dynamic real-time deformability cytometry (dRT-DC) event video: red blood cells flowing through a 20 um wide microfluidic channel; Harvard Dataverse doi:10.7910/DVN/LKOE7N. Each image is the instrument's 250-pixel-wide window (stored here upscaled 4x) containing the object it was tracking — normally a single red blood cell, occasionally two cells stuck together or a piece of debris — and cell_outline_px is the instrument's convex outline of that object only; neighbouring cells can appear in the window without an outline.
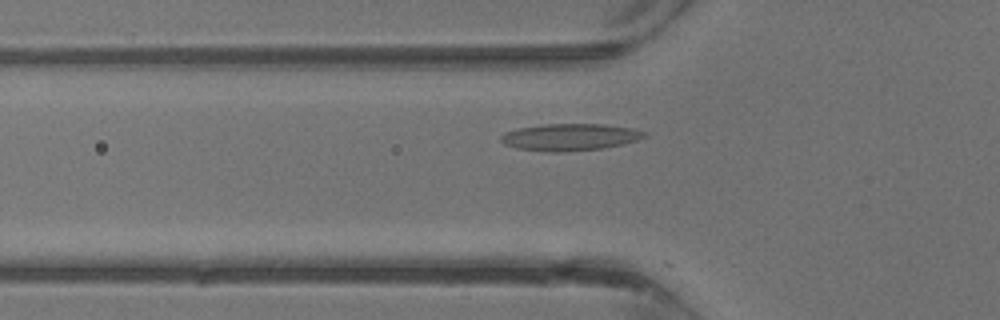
{"species": "common noctule bat (a hibernating species)", "species_latin": "Nyctalus noctula", "temperature_condition": "warm", "stored_images_in_passage": 28, "camera_frame_rate_fps": 3000, "um_per_image_px": 0.085, "animal": {"sex": "male", "body_mass_g": 13.3}, "frame": {"image": 1, "passage_image": 3, "time_ms": 0.667, "image_size_px": [1000, 320], "cell_outline_px": [[648, 136], [624, 144], [604, 148], [564, 152], [548, 152], [516, 148], [504, 144], [500, 140], [500, 136], [504, 132], [520, 128], [544, 124], [604, 124], [632, 128], [648, 132]], "centroid_in_image_um": [48.47, 11.66], "position_along_channel_um": 77.3, "area_um2": 22.72}}
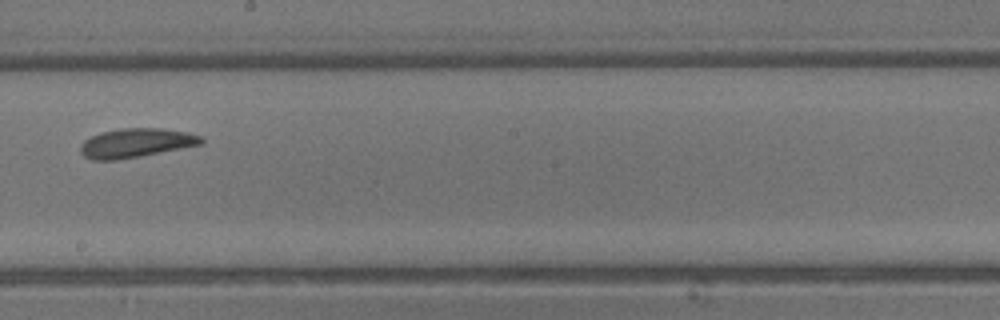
{"frame": {"image": 2, "passage_image": 12, "time_ms": 3.667, "image_size_px": [1000, 320], "cell_outline_px": [[204, 144], [140, 156], [116, 160], [92, 160], [84, 156], [80, 152], [80, 144], [84, 140], [100, 132], [120, 128], [164, 128], [188, 132], [200, 136], [204, 140]], "centroid_in_image_um": [11.56, 12.14], "position_along_channel_um": 236.6, "area_um2": 20.63}}
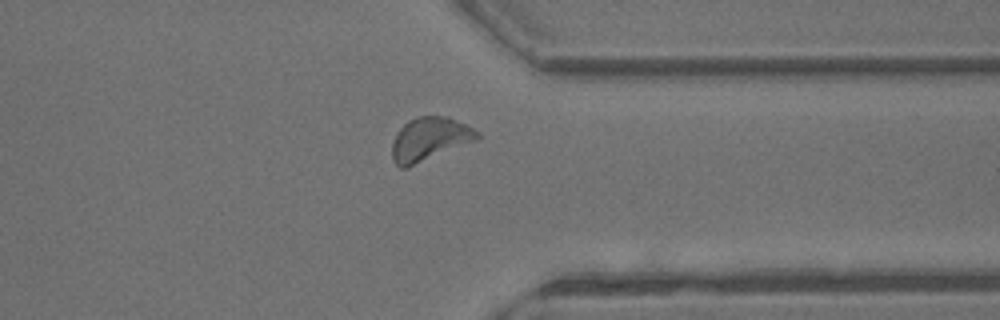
{"frame": {"image": 3, "passage_image": 20, "time_ms": 6.333, "image_size_px": [1000, 320], "cell_outline_px": [[480, 136], [476, 140], [408, 168], [400, 168], [392, 160], [392, 144], [396, 132], [408, 120], [416, 116], [448, 116], [480, 132]], "centroid_in_image_um": [36.48, 11.83], "position_along_channel_um": 374.9, "area_um2": 21.62}}